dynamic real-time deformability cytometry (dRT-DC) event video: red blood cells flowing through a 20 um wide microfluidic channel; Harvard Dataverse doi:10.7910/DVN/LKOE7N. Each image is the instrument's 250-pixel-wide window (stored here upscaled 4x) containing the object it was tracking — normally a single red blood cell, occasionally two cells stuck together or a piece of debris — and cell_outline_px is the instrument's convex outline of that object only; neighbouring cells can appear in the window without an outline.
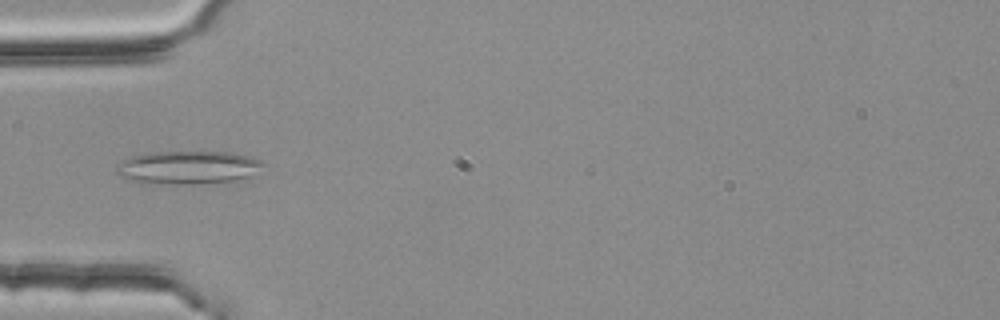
{"species": "common noctule bat (a hibernating species)", "species_latin": "Nyctalus noctula", "temperature_condition": "room temperature", "stored_images_in_passage": 44, "camera_frame_rate_fps": 3000, "um_per_image_px": 0.085, "animal": {"sex": "female", "body_mass_g": 25.1}, "frame": {"image": 1, "passage_image": 8, "time_ms": 2.333, "image_size_px": [1000, 320], "cell_outline_px": [[268, 164], [248, 176], [236, 180], [192, 184], [140, 184], [128, 180], [120, 176], [116, 172], [116, 164], [132, 156], [148, 152], [232, 152], [248, 156], [260, 160]], "centroid_in_image_um": [15.92, 14.24], "position_along_channel_um": 69.1, "area_um2": 28.67}}
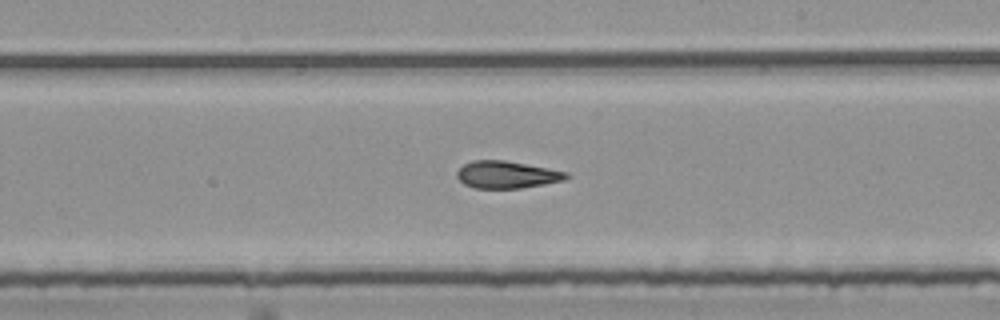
{"frame": {"image": 2, "passage_image": 22, "time_ms": 7.0, "image_size_px": [1000, 320], "cell_outline_px": [[568, 176], [564, 180], [544, 184], [520, 188], [476, 188], [464, 184], [456, 176], [456, 172], [464, 164], [472, 160], [504, 160], [548, 168], [568, 172]], "centroid_in_image_um": [43.05, 14.84], "position_along_channel_um": 245.9, "area_um2": 17.22}}
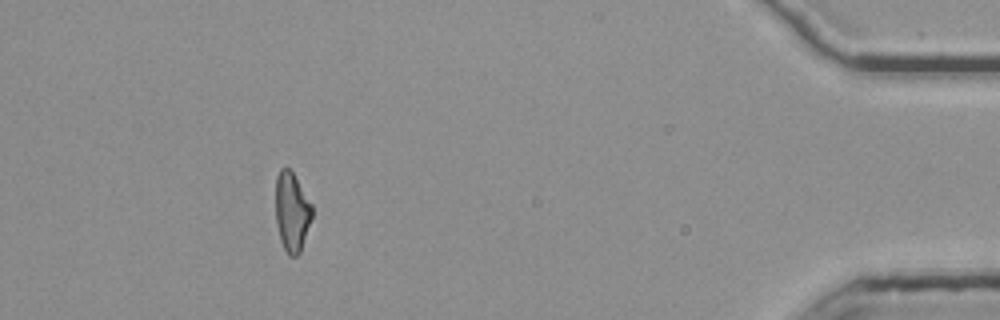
{"frame": {"image": 3, "passage_image": 40, "time_ms": 13.0, "image_size_px": [1000, 320], "cell_outline_px": [[312, 216], [300, 252], [296, 256], [288, 256], [280, 240], [276, 224], [276, 176], [280, 168], [288, 168], [292, 172], [312, 204]], "centroid_in_image_um": [24.79, 18.01], "position_along_channel_um": 410.4, "area_um2": 16.7}, "authors_computed_cell_mechanics": {"area_um2": 17.6868, "velocity_mm_per_s": 3.7888, "shape_relaxation_time_tau1_ms": null, "shape_relaxation_time_tau2_ms": 3.3498, "deformation_change_tau1": null, "deformation_change_tau2": 0.137}}